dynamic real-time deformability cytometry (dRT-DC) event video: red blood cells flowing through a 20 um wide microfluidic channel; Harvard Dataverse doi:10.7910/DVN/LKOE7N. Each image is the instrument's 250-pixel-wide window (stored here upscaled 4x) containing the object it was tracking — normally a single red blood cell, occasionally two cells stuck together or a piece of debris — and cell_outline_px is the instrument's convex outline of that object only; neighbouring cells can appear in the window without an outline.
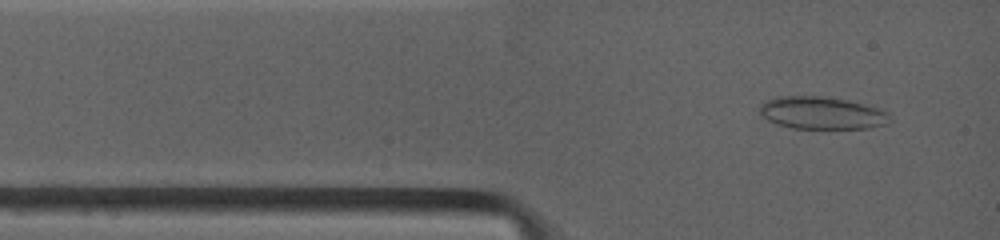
{"species": "common noctule bat (a hibernating species)", "species_latin": "Nyctalus noctula", "temperature_condition": "warm", "stored_images_in_passage": 4, "camera_frame_rate_fps": 4500, "um_per_image_px": 0.085, "animal": {"sex": "female", "body_mass_g": 19.0, "forearm_length_mm": 53.3}, "frame": {"image": 1, "passage_image": 1, "time_ms": 0.0, "image_size_px": [1000, 240], "cell_outline_px": [[888, 124], [868, 128], [792, 128], [776, 124], [768, 120], [760, 112], [760, 108], [768, 100], [780, 96], [820, 96], [844, 100], [860, 104], [884, 112]], "centroid_in_image_um": [69.77, 9.62], "position_along_channel_um": 15.2, "area_um2": 23.64}}
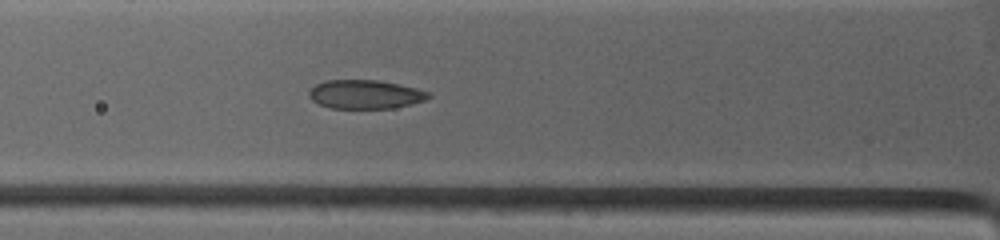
{"frame": {"image": 2, "passage_image": 4, "time_ms": 2.667, "image_size_px": [1000, 240], "cell_outline_px": [[428, 96], [424, 100], [392, 108], [328, 108], [312, 100], [308, 96], [308, 92], [316, 84], [328, 80], [376, 80], [416, 88], [428, 92]], "centroid_in_image_um": [30.97, 8.02], "position_along_channel_um": 94.8, "area_um2": 19.65}}